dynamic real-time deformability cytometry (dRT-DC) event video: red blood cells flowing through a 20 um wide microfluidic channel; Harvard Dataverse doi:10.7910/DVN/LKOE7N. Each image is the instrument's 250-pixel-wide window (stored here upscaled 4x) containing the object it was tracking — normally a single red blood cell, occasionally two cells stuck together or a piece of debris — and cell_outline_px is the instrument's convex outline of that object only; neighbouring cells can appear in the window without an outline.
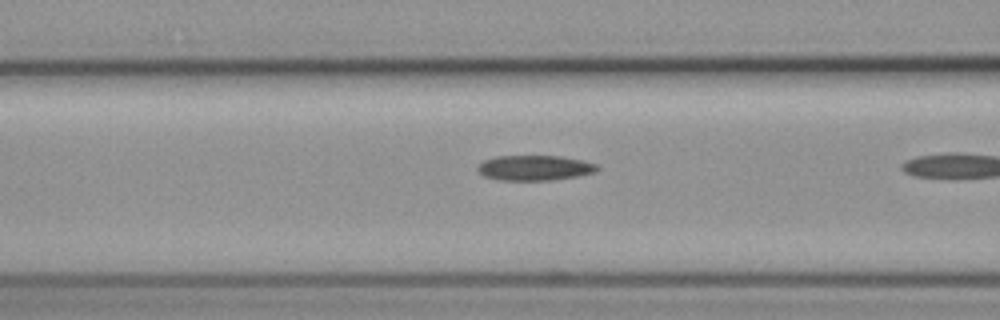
{"species": "common noctule bat (a hibernating species)", "species_latin": "Nyctalus noctula", "temperature_condition": "cold", "stored_images_in_passage": 7, "segment_of_instrument_passage": [2, 2], "camera_frame_rate_fps": 3000, "um_per_image_px": 0.085, "animal": {"sex": "female", "body_mass_g": 19.3, "forearm_length_mm": 54.1}, "frame": {"image": 1, "passage_image": 7, "time_ms": 6.667, "image_size_px": [1000, 320], "cell_outline_px": [[600, 168], [596, 172], [580, 176], [552, 180], [500, 180], [484, 176], [476, 168], [484, 160], [496, 156], [560, 156], [584, 160], [596, 164]], "centroid_in_image_um": [45.49, 14.27], "position_along_channel_um": 121.1, "area_um2": 17.63}}